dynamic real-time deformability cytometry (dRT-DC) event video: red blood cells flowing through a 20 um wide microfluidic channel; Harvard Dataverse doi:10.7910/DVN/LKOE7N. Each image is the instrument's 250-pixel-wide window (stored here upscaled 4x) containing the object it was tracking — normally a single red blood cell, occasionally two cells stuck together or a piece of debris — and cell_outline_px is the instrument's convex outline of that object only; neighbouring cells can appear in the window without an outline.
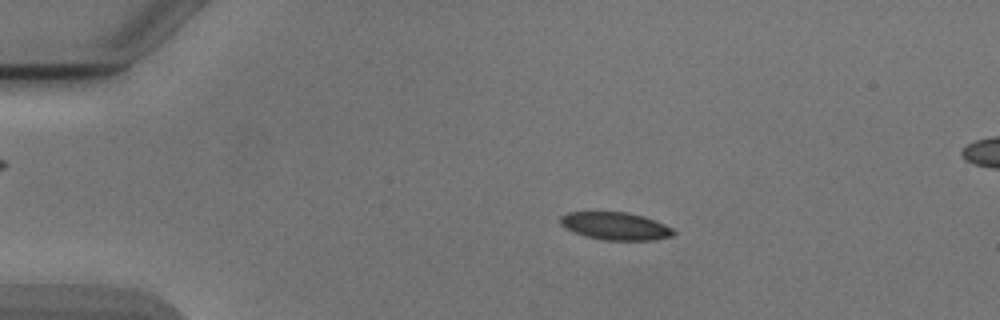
{"species": "Egyptian fruit bat (a non-hibernating species)", "species_latin": "Rousettus aegyptiacus", "temperature_condition": "cold", "stored_images_in_passage": 53, "camera_frame_rate_fps": 3000, "um_per_image_px": 0.085, "animal": {"sex": "male"}, "frame": {"image": 1, "passage_image": 11, "time_ms": 3.333, "image_size_px": [1000, 320], "cell_outline_px": [[676, 232], [672, 236], [652, 240], [604, 240], [584, 236], [572, 232], [560, 224], [560, 216], [568, 212], [628, 212], [644, 216], [664, 224], [672, 228]], "centroid_in_image_um": [52.29, 19.21], "position_along_channel_um": 32.7, "area_um2": 18.32}}
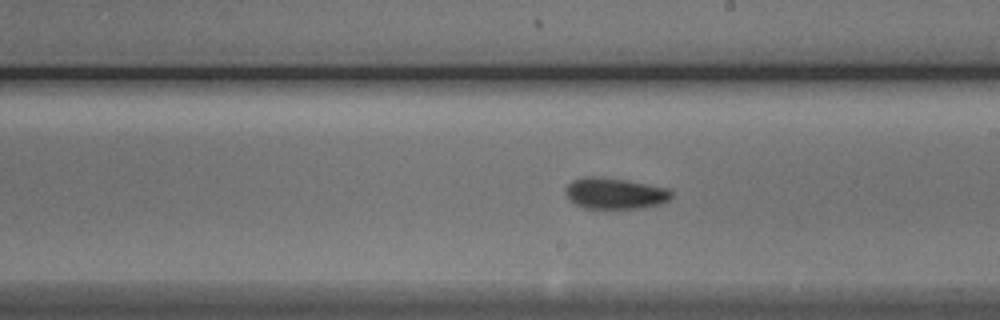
{"frame": {"image": 2, "passage_image": 31, "time_ms": 10.0, "image_size_px": [1000, 320], "cell_outline_px": [[672, 196], [664, 204], [648, 208], [584, 208], [568, 200], [564, 192], [564, 188], [572, 180], [588, 176], [600, 176], [624, 180], [668, 188], [672, 192]], "centroid_in_image_um": [52.26, 16.45], "position_along_channel_um": 236.7, "area_um2": 19.48}}
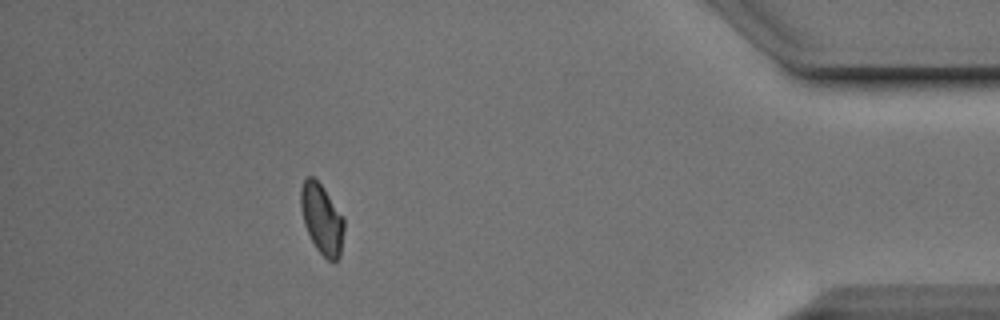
{"frame": {"image": 3, "passage_image": 48, "time_ms": 15.667, "image_size_px": [1000, 320], "cell_outline_px": [[344, 228], [340, 256], [332, 264], [316, 248], [304, 224], [300, 208], [300, 188], [304, 180], [308, 176], [312, 176], [324, 188], [344, 216]], "centroid_in_image_um": [27.36, 18.61], "position_along_channel_um": 407.8, "area_um2": 17.8}, "authors_computed_cell_mechanics": {"area_um2": 18.5538, "velocity_mm_per_s": 3.8748, "shape_relaxation_time_tau1_ms": 3.6743, "shape_relaxation_time_tau2_ms": 5.0765, "deformation_change_tau1": 0.1213, "deformation_change_tau2": 0.0958}}